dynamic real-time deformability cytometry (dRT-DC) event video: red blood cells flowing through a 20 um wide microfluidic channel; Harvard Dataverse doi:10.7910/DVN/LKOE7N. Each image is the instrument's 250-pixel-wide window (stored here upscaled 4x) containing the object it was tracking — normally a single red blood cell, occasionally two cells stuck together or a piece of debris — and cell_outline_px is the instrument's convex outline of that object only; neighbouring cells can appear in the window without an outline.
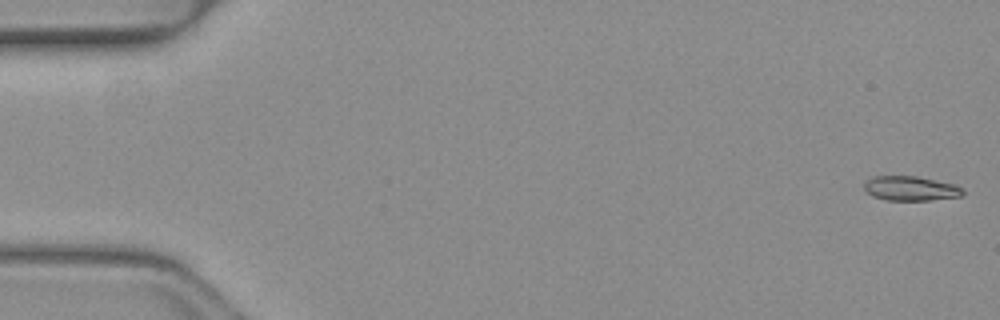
{"species": "common noctule bat (a hibernating species)", "species_latin": "Nyctalus noctula", "temperature_condition": "warm", "stored_images_in_passage": 51, "camera_frame_rate_fps": 3000, "um_per_image_px": 0.085, "animal": {"sex": "female", "body_mass_g": 19.3, "forearm_length_mm": 54.1}, "frame": {"image": 1, "passage_image": 1, "time_ms": 0.0, "image_size_px": [1000, 320], "cell_outline_px": [[964, 192], [960, 196], [928, 200], [888, 200], [872, 196], [864, 192], [864, 184], [872, 176], [916, 176], [956, 184], [964, 188]], "centroid_in_image_um": [77.4, 16.01], "position_along_channel_um": 7.6, "area_um2": 14.16}}
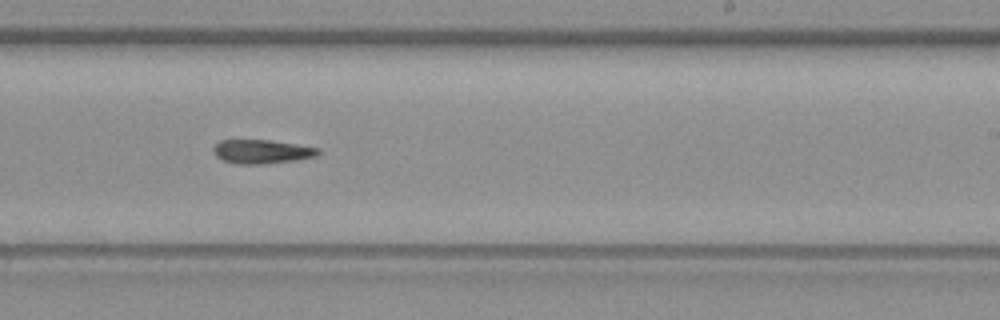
{"frame": {"image": 2, "passage_image": 31, "time_ms": 10.0, "image_size_px": [1000, 320], "cell_outline_px": [[320, 152], [316, 156], [296, 160], [264, 164], [236, 164], [220, 160], [216, 156], [212, 148], [220, 140], [272, 140], [320, 148]], "centroid_in_image_um": [22.24, 12.89], "position_along_channel_um": 266.8, "area_um2": 14.74}}
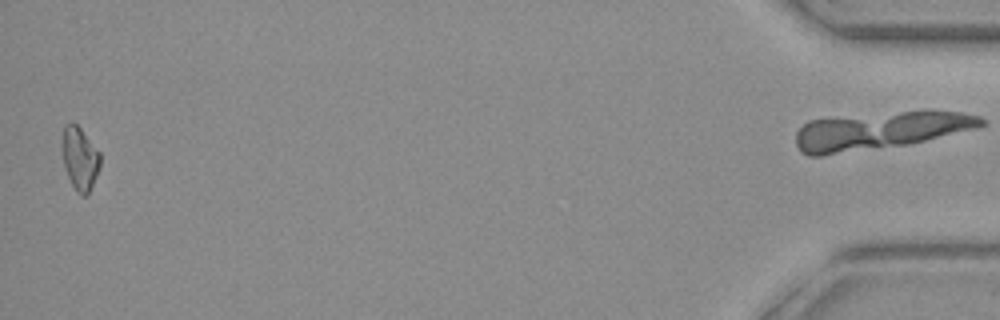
{"frame": {"image": 3, "passage_image": 50, "time_ms": 16.333, "image_size_px": [1000, 320], "cell_outline_px": [[100, 168], [88, 196], [80, 196], [76, 192], [68, 176], [64, 164], [60, 144], [64, 124], [72, 120], [80, 128], [100, 152]], "centroid_in_image_um": [6.77, 13.46], "position_along_channel_um": 428.4, "area_um2": 14.39}, "authors_computed_cell_mechanics": {"area_um2": 14.739, "velocity_mm_per_s": 4.1039, "shape_relaxation_time_tau1_ms": 6.6899, "shape_relaxation_time_tau2_ms": null, "deformation_change_tau1": 0.2035, "deformation_change_tau2": null}}